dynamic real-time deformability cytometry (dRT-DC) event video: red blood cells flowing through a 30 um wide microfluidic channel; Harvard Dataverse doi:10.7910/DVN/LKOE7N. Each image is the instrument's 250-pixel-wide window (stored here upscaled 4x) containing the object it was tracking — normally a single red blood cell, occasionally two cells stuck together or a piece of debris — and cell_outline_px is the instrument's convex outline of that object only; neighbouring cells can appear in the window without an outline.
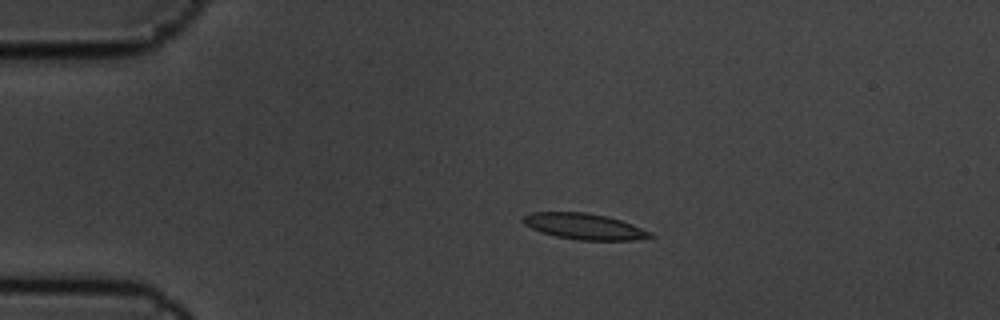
{"species": "common noctule bat (a hibernating species)", "species_latin": "Nyctalus noctula", "temperature_condition": "cold", "stored_images_in_passage": 10, "camera_frame_rate_fps": 3000, "um_per_image_px": 0.085, "animal": {"sex": "male", "body_mass_g": 19.5, "forearm_length_mm": 54.6}, "frame": {"image": 1, "passage_image": 2, "time_ms": 0.333, "image_size_px": [1000, 320], "cell_outline_px": [[656, 236], [632, 240], [580, 240], [556, 236], [540, 232], [524, 224], [520, 220], [528, 212], [588, 212], [608, 216], [632, 224], [652, 232]], "centroid_in_image_um": [49.65, 19.23], "position_along_channel_um": 35.4, "area_um2": 19.36}}
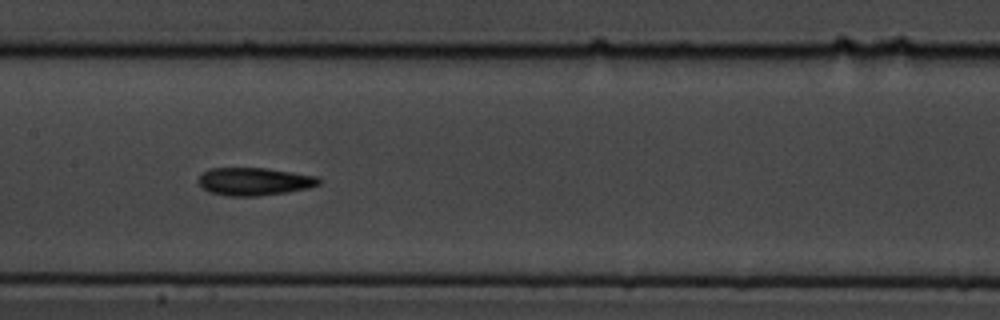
{"frame": {"image": 2, "passage_image": 7, "time_ms": 2.0, "image_size_px": [1000, 320], "cell_outline_px": [[320, 184], [308, 188], [284, 192], [256, 196], [228, 196], [208, 192], [196, 180], [208, 168], [268, 168], [316, 176], [320, 180]], "centroid_in_image_um": [21.58, 15.42], "position_along_channel_um": 185.8, "area_um2": 19.42}}
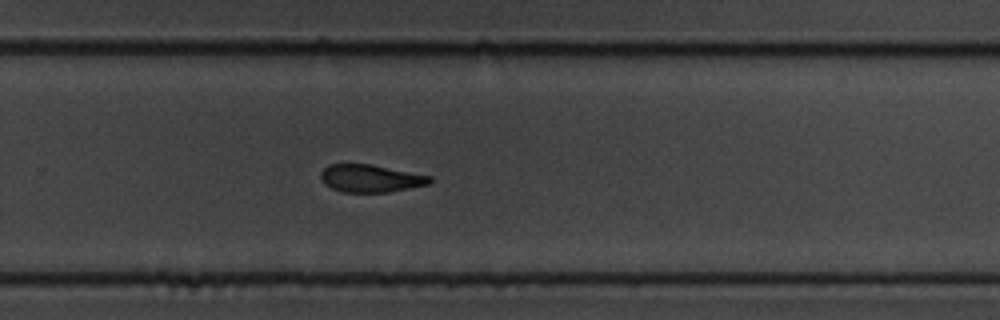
{"frame": {"image": 3, "passage_image": 10, "time_ms": 3.0, "image_size_px": [1000, 320], "cell_outline_px": [[432, 180], [428, 184], [388, 192], [344, 192], [332, 188], [324, 184], [320, 176], [320, 172], [328, 164], [368, 164], [432, 176]], "centroid_in_image_um": [31.46, 15.16], "position_along_channel_um": 298.3, "area_um2": 17.34}}